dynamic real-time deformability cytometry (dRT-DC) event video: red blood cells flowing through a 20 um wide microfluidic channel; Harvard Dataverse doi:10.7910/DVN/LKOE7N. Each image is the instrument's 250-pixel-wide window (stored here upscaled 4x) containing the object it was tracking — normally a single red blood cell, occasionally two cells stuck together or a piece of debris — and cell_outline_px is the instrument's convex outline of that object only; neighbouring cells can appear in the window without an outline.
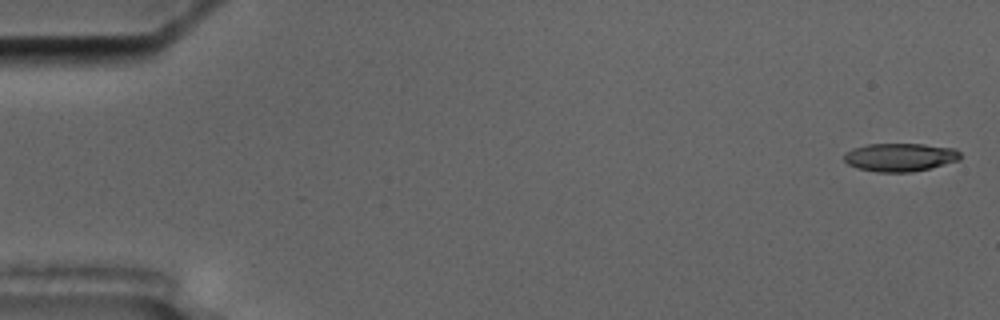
{"species": "common noctule bat (a hibernating species)", "species_latin": "Nyctalus noctula", "temperature_condition": "cold", "stored_images_in_passage": 7, "camera_frame_rate_fps": 3000, "um_per_image_px": 0.085, "animal": {"sex": "male", "body_mass_g": 17.5, "forearm_length_mm": 52.3}, "frame": {"image": 1, "passage_image": 1, "time_ms": 0.0, "image_size_px": [1000, 320], "cell_outline_px": [[960, 160], [912, 172], [876, 172], [856, 168], [848, 164], [844, 160], [844, 152], [852, 148], [868, 144], [924, 144], [956, 148], [960, 152]], "centroid_in_image_um": [76.48, 13.36], "position_along_channel_um": 8.5, "area_um2": 19.25}}